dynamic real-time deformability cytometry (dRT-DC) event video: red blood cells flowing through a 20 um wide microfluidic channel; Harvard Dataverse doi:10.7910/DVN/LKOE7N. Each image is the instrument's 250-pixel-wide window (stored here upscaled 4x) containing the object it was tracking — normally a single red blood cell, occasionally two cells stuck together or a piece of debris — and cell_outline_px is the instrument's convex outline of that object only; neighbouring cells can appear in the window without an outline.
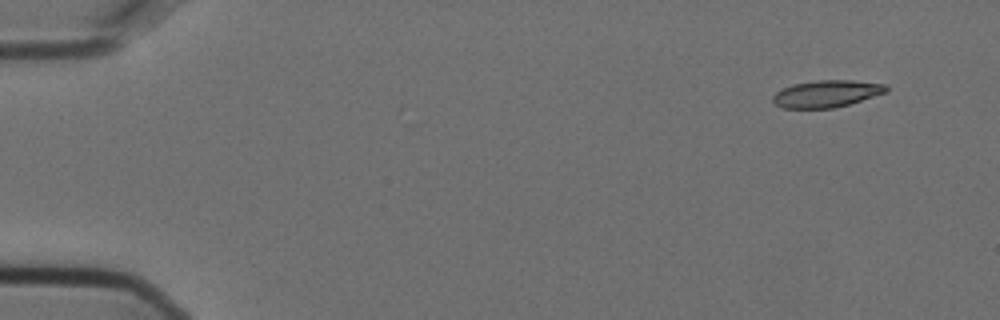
{"species": "Egyptian fruit bat (a non-hibernating species)", "species_latin": "Rousettus aegyptiacus", "temperature_condition": "cold", "stored_images_in_passage": 4, "camera_frame_rate_fps": 3000, "um_per_image_px": 0.085, "animal": {"sex": "female"}, "frame": {"image": 1, "passage_image": 1, "time_ms": 0.0, "image_size_px": [1000, 320], "cell_outline_px": [[888, 92], [848, 104], [832, 108], [784, 108], [776, 104], [772, 100], [772, 96], [780, 88], [792, 84], [816, 80], [852, 80], [888, 84]], "centroid_in_image_um": [70.26, 7.95], "position_along_channel_um": 14.7, "area_um2": 17.98}}